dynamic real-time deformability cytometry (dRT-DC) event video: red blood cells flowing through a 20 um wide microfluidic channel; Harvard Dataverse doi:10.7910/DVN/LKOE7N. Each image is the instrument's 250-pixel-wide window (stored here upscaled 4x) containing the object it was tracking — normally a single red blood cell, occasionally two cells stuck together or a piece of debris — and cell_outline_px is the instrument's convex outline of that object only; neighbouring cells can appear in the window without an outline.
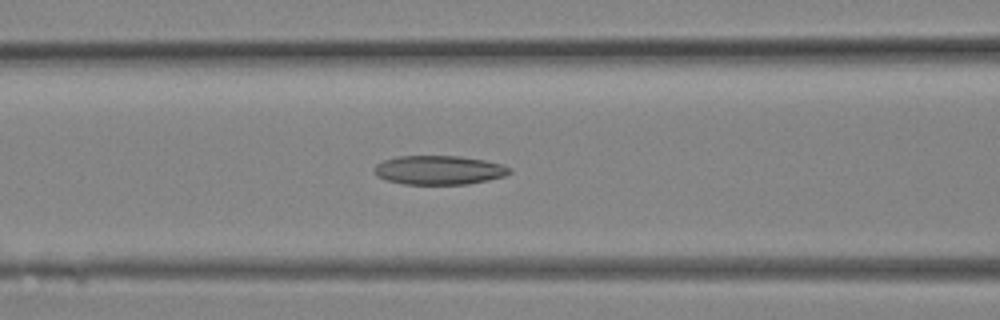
{"species": "Egyptian fruit bat (a non-hibernating species)", "species_latin": "Rousettus aegyptiacus", "temperature_condition": "room temperature", "stored_images_in_passage": 8, "camera_frame_rate_fps": 3000, "um_per_image_px": 0.085, "animal": {"sex": "female"}, "frame": {"image": 1, "passage_image": 3, "time_ms": 0.667, "image_size_px": [1000, 320], "cell_outline_px": [[512, 172], [504, 176], [488, 180], [468, 184], [404, 184], [388, 180], [376, 176], [372, 172], [376, 164], [384, 160], [396, 156], [460, 156], [484, 160], [504, 164], [512, 168]], "centroid_in_image_um": [37.32, 14.45], "position_along_channel_um": 129.3, "area_um2": 23.06}}
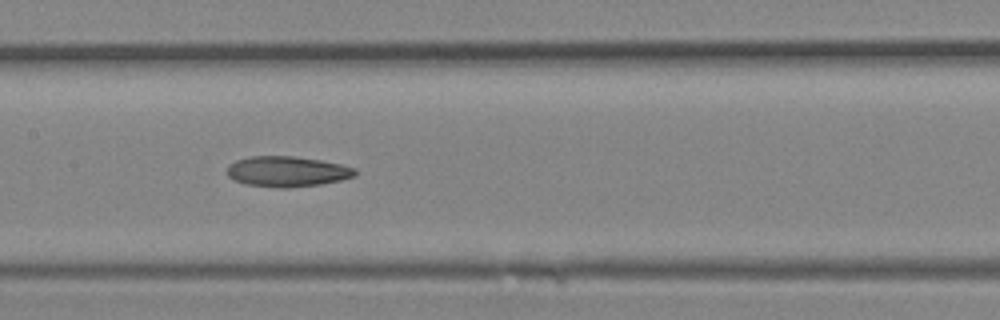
{"frame": {"image": 2, "passage_image": 5, "time_ms": 1.333, "image_size_px": [1000, 320], "cell_outline_px": [[356, 176], [340, 180], [320, 184], [288, 188], [276, 188], [244, 184], [232, 180], [228, 176], [228, 164], [236, 160], [252, 156], [296, 156], [320, 160], [340, 164], [356, 168]], "centroid_in_image_um": [24.38, 14.58], "position_along_channel_um": 183.0, "area_um2": 22.89}}
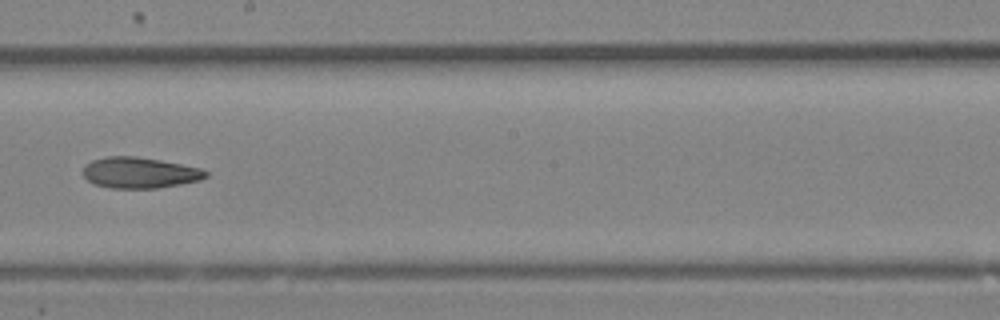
{"frame": {"image": 3, "passage_image": 7, "time_ms": 2.0, "image_size_px": [1000, 320], "cell_outline_px": [[208, 176], [200, 180], [180, 184], [156, 188], [108, 188], [92, 184], [80, 172], [84, 164], [92, 160], [108, 156], [136, 156], [160, 160], [200, 168], [208, 172]], "centroid_in_image_um": [11.81, 14.68], "position_along_channel_um": 236.4, "area_um2": 22.31}}